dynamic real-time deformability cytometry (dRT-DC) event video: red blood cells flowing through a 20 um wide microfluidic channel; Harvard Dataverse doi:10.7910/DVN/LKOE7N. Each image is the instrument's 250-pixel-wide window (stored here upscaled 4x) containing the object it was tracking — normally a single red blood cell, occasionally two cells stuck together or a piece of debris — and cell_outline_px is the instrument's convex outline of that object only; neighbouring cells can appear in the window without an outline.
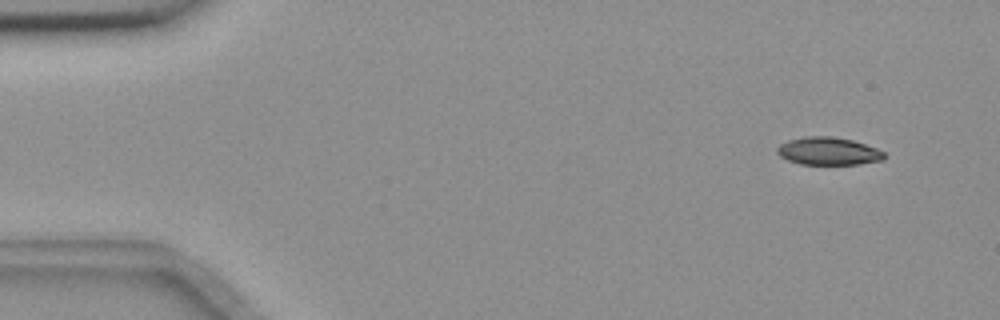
{"species": "common noctule bat (a hibernating species)", "species_latin": "Nyctalus noctula", "temperature_condition": "room temperature", "stored_images_in_passage": 6, "camera_frame_rate_fps": 3000, "um_per_image_px": 0.085, "animal": {"sex": "female", "body_mass_g": 18.4}, "frame": {"image": 1, "passage_image": 1, "time_ms": 0.0, "image_size_px": [1000, 320], "cell_outline_px": [[888, 156], [884, 160], [860, 164], [800, 164], [788, 160], [780, 156], [776, 152], [776, 148], [780, 144], [788, 140], [804, 136], [832, 136], [852, 140], [876, 148], [884, 152]], "centroid_in_image_um": [70.42, 12.85], "position_along_channel_um": 14.6, "area_um2": 17.46}}
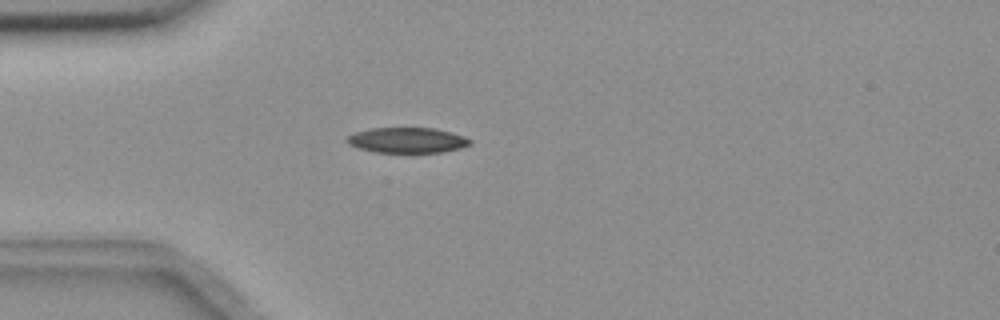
{"frame": {"image": 2, "passage_image": 4, "time_ms": 1.0, "image_size_px": [1000, 320], "cell_outline_px": [[472, 144], [460, 148], [444, 152], [376, 152], [360, 148], [348, 144], [344, 140], [348, 136], [356, 132], [372, 128], [436, 128], [452, 132], [464, 136], [472, 140]], "centroid_in_image_um": [34.65, 11.91], "position_along_channel_um": 50.4, "area_um2": 18.21}}